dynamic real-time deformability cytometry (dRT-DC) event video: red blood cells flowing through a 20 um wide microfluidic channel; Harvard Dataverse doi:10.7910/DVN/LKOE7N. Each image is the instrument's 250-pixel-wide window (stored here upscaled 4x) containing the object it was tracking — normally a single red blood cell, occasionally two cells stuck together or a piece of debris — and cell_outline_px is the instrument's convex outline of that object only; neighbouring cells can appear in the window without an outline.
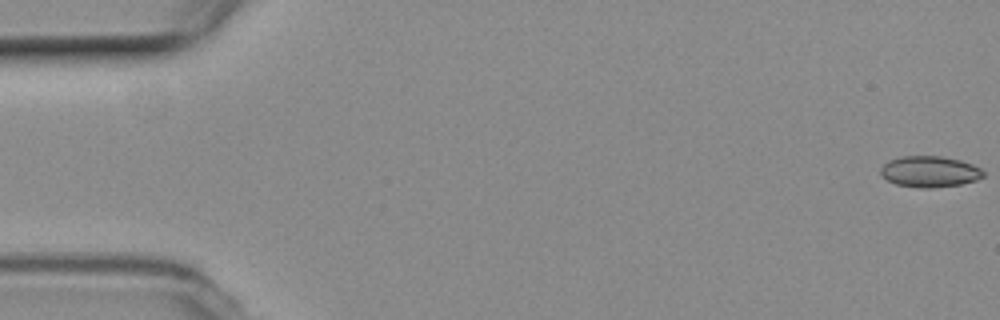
{"species": "common noctule bat (a hibernating species)", "species_latin": "Nyctalus noctula", "temperature_condition": "room temperature", "stored_images_in_passage": 55, "camera_frame_rate_fps": 3000, "um_per_image_px": 0.085, "animal": {"sex": "female", "body_mass_g": 19.3, "forearm_length_mm": 54.1}, "frame": {"image": 1, "passage_image": 1, "time_ms": 0.0, "image_size_px": [1000, 320], "cell_outline_px": [[984, 176], [976, 180], [960, 184], [932, 188], [920, 188], [896, 184], [888, 180], [880, 172], [880, 168], [888, 160], [900, 156], [940, 156], [960, 160], [972, 164], [980, 168], [984, 172]], "centroid_in_image_um": [79.02, 14.58], "position_along_channel_um": 6.0, "area_um2": 18.55}}
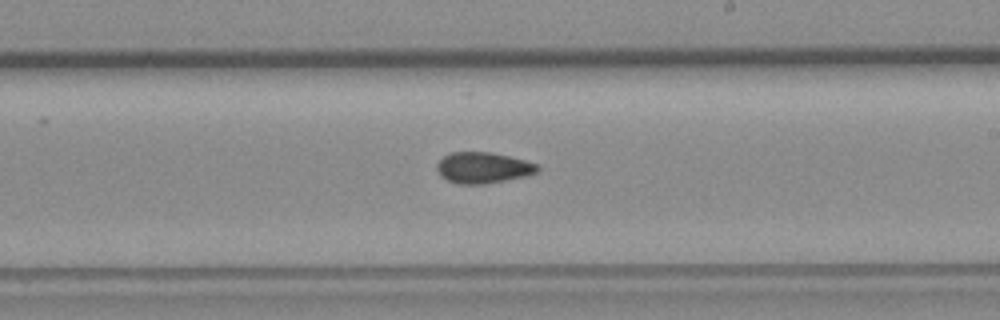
{"frame": {"image": 2, "passage_image": 32, "time_ms": 10.333, "image_size_px": [1000, 320], "cell_outline_px": [[540, 172], [524, 176], [484, 184], [456, 184], [440, 176], [436, 168], [436, 164], [448, 152], [492, 152], [540, 164]], "centroid_in_image_um": [41.06, 14.25], "position_along_channel_um": 247.9, "area_um2": 18.32}}
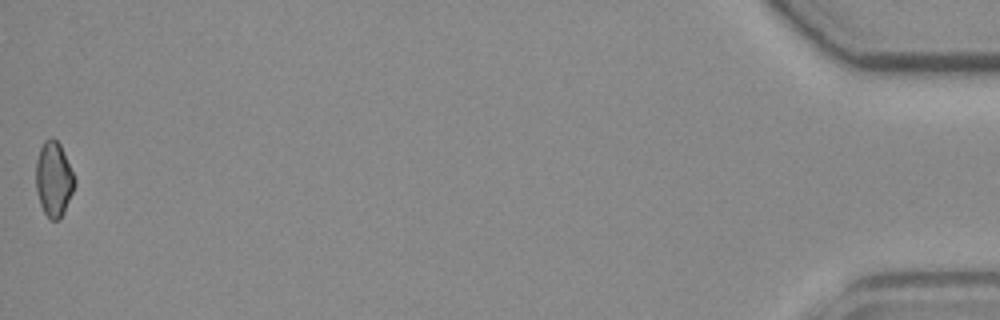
{"frame": {"image": 3, "passage_image": 55, "time_ms": 18.0, "image_size_px": [1000, 320], "cell_outline_px": [[76, 184], [64, 212], [60, 220], [48, 220], [40, 204], [36, 192], [36, 160], [40, 148], [44, 140], [52, 136], [60, 144], [76, 180]], "centroid_in_image_um": [4.56, 15.25], "position_along_channel_um": 430.6, "area_um2": 17.05}, "authors_computed_cell_mechanics": {"area_um2": 18.0914, "velocity_mm_per_s": 3.7656, "shape_relaxation_time_tau1_ms": null, "shape_relaxation_time_tau2_ms": 3.1127, "deformation_change_tau1": null, "deformation_change_tau2": 0.083}}